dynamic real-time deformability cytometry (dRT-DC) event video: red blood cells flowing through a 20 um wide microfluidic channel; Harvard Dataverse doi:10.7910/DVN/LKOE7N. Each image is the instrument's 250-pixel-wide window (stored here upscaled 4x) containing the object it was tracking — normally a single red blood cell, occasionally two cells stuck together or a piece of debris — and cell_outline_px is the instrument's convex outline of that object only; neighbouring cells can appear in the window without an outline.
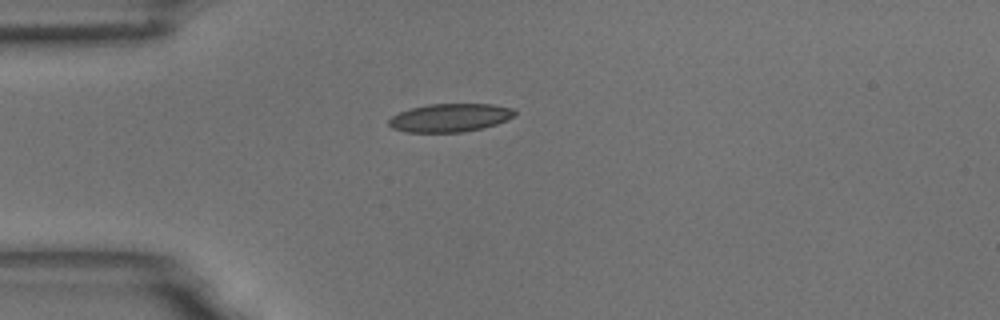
{"species": "common noctule bat (a hibernating species)", "species_latin": "Nyctalus noctula", "temperature_condition": "room temperature", "stored_images_in_passage": 3, "camera_frame_rate_fps": 3000, "um_per_image_px": 0.085, "animal": {"sex": "male", "body_mass_g": 18.8}, "frame": {"image": 1, "passage_image": 1, "time_ms": 0.0, "image_size_px": [1000, 320], "cell_outline_px": [[516, 112], [508, 120], [496, 124], [464, 132], [408, 132], [392, 128], [388, 124], [388, 120], [392, 116], [400, 112], [412, 108], [428, 104], [492, 104], [512, 108]], "centroid_in_image_um": [38.24, 10.0], "position_along_channel_um": 46.8, "area_um2": 20.58}}
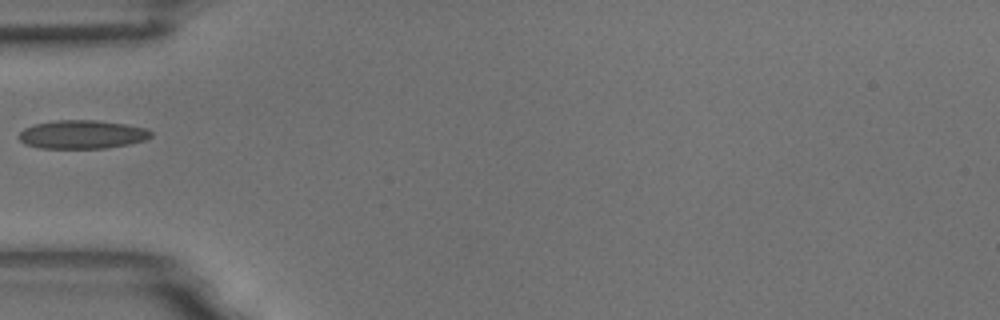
{"frame": {"image": 2, "passage_image": 2, "time_ms": 0.333, "image_size_px": [1000, 320], "cell_outline_px": [[152, 136], [144, 140], [128, 144], [104, 148], [40, 148], [24, 144], [16, 136], [24, 128], [36, 124], [56, 120], [96, 120], [124, 124], [148, 128], [152, 132]], "centroid_in_image_um": [6.96, 11.43], "position_along_channel_um": 78.0, "area_um2": 21.96}}